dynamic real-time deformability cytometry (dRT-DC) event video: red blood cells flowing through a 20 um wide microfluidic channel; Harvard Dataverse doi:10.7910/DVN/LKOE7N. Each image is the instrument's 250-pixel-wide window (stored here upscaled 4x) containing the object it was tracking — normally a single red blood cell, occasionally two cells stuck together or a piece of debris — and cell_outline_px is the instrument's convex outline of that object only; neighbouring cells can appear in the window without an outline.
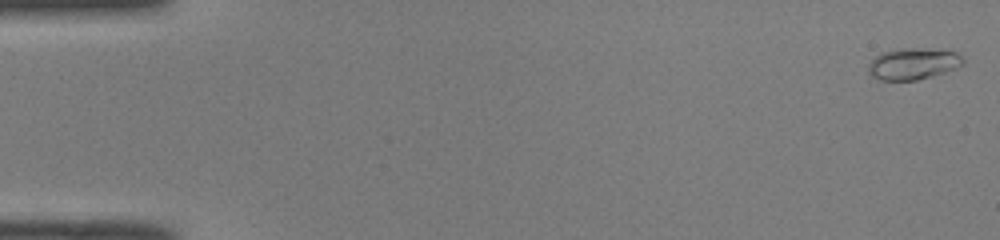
{"species": "common noctule bat (a hibernating species)", "species_latin": "Nyctalus noctula", "temperature_condition": "room temperature", "stored_images_in_passage": 16, "camera_frame_rate_fps": 3000, "um_per_image_px": 0.085, "animal": {"sex": "male", "body_mass_g": 19.0, "forearm_length_mm": 50.8}, "frame": {"image": 1, "passage_image": 1, "time_ms": 0.0, "image_size_px": [1000, 240], "cell_outline_px": [[964, 64], [956, 68], [944, 72], [916, 80], [880, 80], [872, 76], [868, 72], [868, 64], [876, 56], [884, 52], [904, 48], [912, 48], [956, 52], [964, 60]], "centroid_in_image_um": [77.59, 5.43], "position_along_channel_um": 7.4, "area_um2": 16.99}}